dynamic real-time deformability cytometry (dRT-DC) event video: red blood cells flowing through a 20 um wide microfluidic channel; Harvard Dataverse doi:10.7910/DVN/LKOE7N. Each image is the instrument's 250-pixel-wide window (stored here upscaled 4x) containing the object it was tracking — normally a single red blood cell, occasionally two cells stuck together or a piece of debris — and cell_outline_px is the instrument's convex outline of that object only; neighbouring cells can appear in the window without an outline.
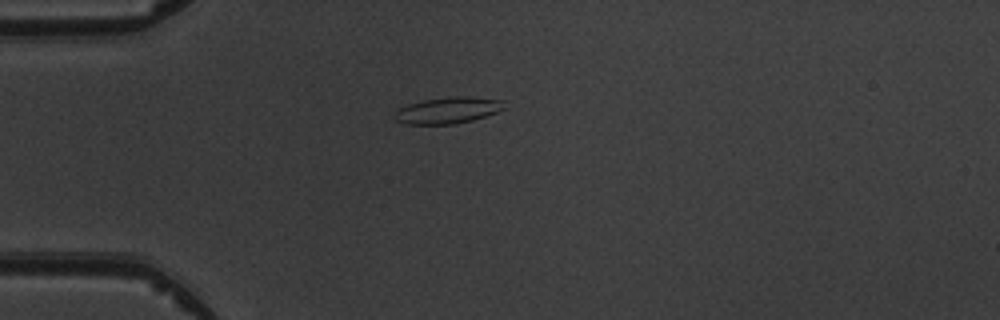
{"species": "common noctule bat (a hibernating species)", "species_latin": "Nyctalus noctula", "temperature_condition": "warm", "stored_images_in_passage": 6, "camera_frame_rate_fps": 3000, "um_per_image_px": 0.085, "animal": {"sex": "male", "body_mass_g": 19.5, "forearm_length_mm": 54.6}, "frame": {"image": 1, "passage_image": 2, "time_ms": 1.333, "image_size_px": [1000, 320], "cell_outline_px": [[504, 108], [496, 112], [472, 120], [452, 124], [408, 124], [396, 120], [392, 116], [396, 108], [408, 104], [424, 100], [448, 96], [468, 96], [504, 100]], "centroid_in_image_um": [38.02, 9.36], "position_along_channel_um": 47.0, "area_um2": 16.94}}
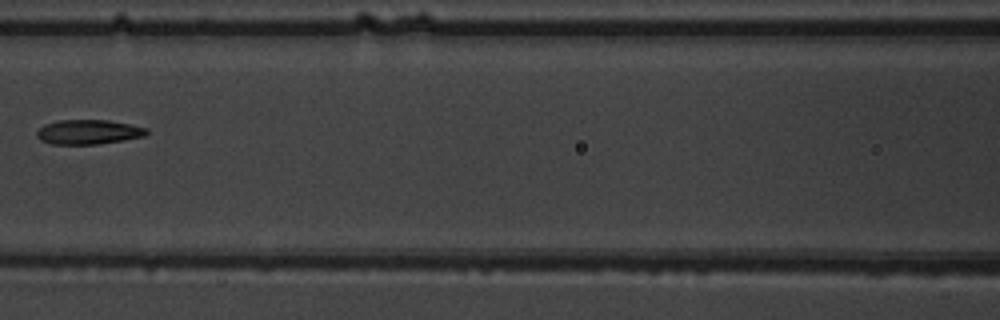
{"frame": {"image": 2, "passage_image": 5, "time_ms": 4.667, "image_size_px": [1000, 320], "cell_outline_px": [[148, 132], [144, 136], [124, 140], [96, 144], [52, 144], [40, 140], [36, 136], [36, 132], [44, 124], [56, 120], [108, 120], [148, 128]], "centroid_in_image_um": [7.49, 11.21], "position_along_channel_um": 159.1, "area_um2": 15.72}}
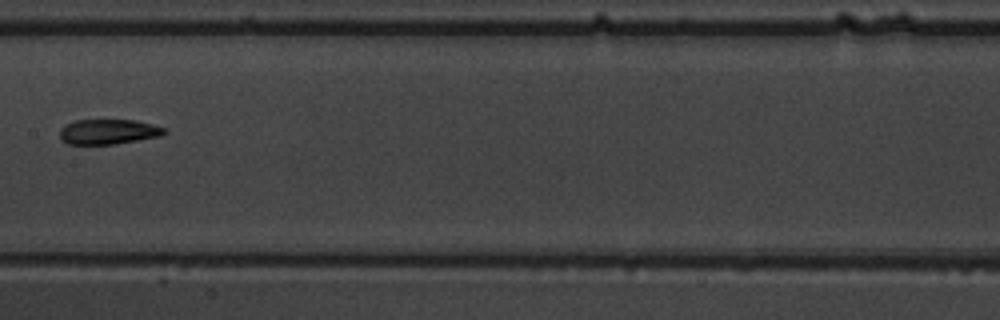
{"frame": {"image": 3, "passage_image": 6, "time_ms": 5.667, "image_size_px": [1000, 320], "cell_outline_px": [[168, 132], [160, 136], [116, 144], [68, 144], [60, 140], [60, 128], [64, 124], [76, 120], [136, 120], [168, 128]], "centroid_in_image_um": [9.22, 11.19], "position_along_channel_um": 198.2, "area_um2": 15.49}}